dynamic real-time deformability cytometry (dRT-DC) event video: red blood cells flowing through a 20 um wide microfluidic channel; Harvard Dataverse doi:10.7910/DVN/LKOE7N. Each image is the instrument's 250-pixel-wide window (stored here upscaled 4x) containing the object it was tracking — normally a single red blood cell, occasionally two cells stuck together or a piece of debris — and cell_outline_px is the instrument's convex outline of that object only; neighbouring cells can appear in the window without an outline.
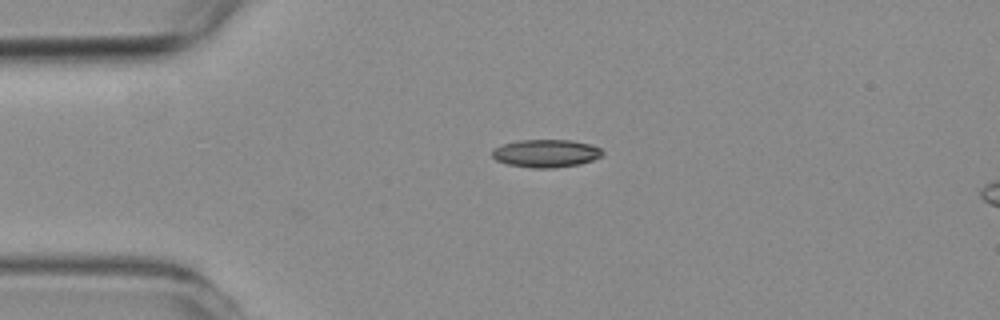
{"species": "common noctule bat (a hibernating species)", "species_latin": "Nyctalus noctula", "temperature_condition": "room temperature", "stored_images_in_passage": 32, "camera_frame_rate_fps": 3000, "um_per_image_px": 0.085, "animal": {"sex": "female", "body_mass_g": 19.3, "forearm_length_mm": 54.1}, "frame": {"image": 1, "passage_image": 1, "time_ms": 0.0, "image_size_px": [1000, 320], "cell_outline_px": [[604, 156], [580, 164], [552, 168], [532, 168], [508, 164], [496, 160], [492, 156], [492, 148], [504, 144], [520, 140], [572, 140], [592, 144], [600, 148], [604, 152]], "centroid_in_image_um": [46.44, 13.03], "position_along_channel_um": 38.6, "area_um2": 18.03}}
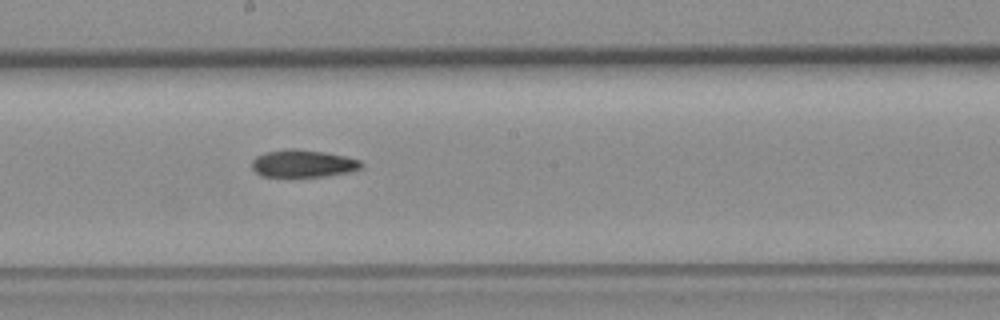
{"frame": {"image": 2, "passage_image": 18, "time_ms": 5.667, "image_size_px": [1000, 320], "cell_outline_px": [[364, 164], [360, 168], [348, 172], [324, 176], [260, 176], [252, 168], [252, 160], [256, 156], [264, 152], [288, 148], [296, 148], [324, 152], [344, 156], [360, 160]], "centroid_in_image_um": [25.73, 13.88], "position_along_channel_um": 222.5, "area_um2": 17.46}}
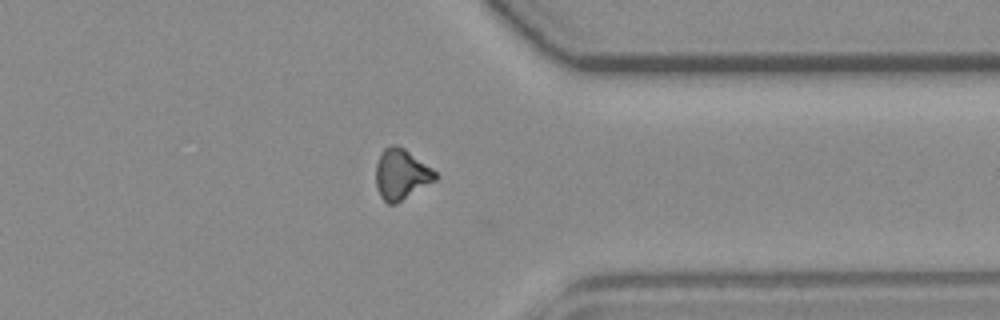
{"frame": {"image": 3, "passage_image": 31, "time_ms": 10.0, "image_size_px": [1000, 320], "cell_outline_px": [[440, 176], [436, 180], [396, 204], [388, 204], [380, 196], [376, 188], [376, 164], [384, 148], [392, 144], [396, 144], [404, 148], [432, 168]], "centroid_in_image_um": [34.11, 14.82], "position_along_channel_um": 377.3, "area_um2": 17.57}}